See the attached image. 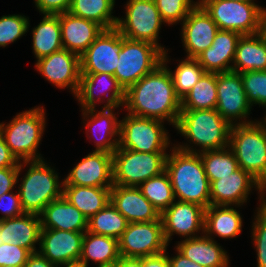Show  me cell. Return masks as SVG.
Listing matches in <instances>:
<instances>
[{
  "label": "cell",
  "instance_id": "1",
  "mask_svg": "<svg viewBox=\"0 0 266 267\" xmlns=\"http://www.w3.org/2000/svg\"><path fill=\"white\" fill-rule=\"evenodd\" d=\"M162 64L125 91V102L131 115L168 119L176 127L181 112V100L176 96L170 70Z\"/></svg>",
  "mask_w": 266,
  "mask_h": 267
},
{
  "label": "cell",
  "instance_id": "2",
  "mask_svg": "<svg viewBox=\"0 0 266 267\" xmlns=\"http://www.w3.org/2000/svg\"><path fill=\"white\" fill-rule=\"evenodd\" d=\"M165 171L173 188L174 196L181 202L198 204L205 209L211 205L210 183L201 157L187 147H174L167 155Z\"/></svg>",
  "mask_w": 266,
  "mask_h": 267
},
{
  "label": "cell",
  "instance_id": "3",
  "mask_svg": "<svg viewBox=\"0 0 266 267\" xmlns=\"http://www.w3.org/2000/svg\"><path fill=\"white\" fill-rule=\"evenodd\" d=\"M229 144L239 168L263 187L266 184V126L244 121L236 127L232 124Z\"/></svg>",
  "mask_w": 266,
  "mask_h": 267
},
{
  "label": "cell",
  "instance_id": "4",
  "mask_svg": "<svg viewBox=\"0 0 266 267\" xmlns=\"http://www.w3.org/2000/svg\"><path fill=\"white\" fill-rule=\"evenodd\" d=\"M232 124L216 109L181 110L176 128L191 141L201 145L203 151L229 146Z\"/></svg>",
  "mask_w": 266,
  "mask_h": 267
},
{
  "label": "cell",
  "instance_id": "5",
  "mask_svg": "<svg viewBox=\"0 0 266 267\" xmlns=\"http://www.w3.org/2000/svg\"><path fill=\"white\" fill-rule=\"evenodd\" d=\"M163 53L158 46L150 42L131 40L122 36V46L114 76L126 91L162 64Z\"/></svg>",
  "mask_w": 266,
  "mask_h": 267
},
{
  "label": "cell",
  "instance_id": "6",
  "mask_svg": "<svg viewBox=\"0 0 266 267\" xmlns=\"http://www.w3.org/2000/svg\"><path fill=\"white\" fill-rule=\"evenodd\" d=\"M166 153H146L117 147L112 154L113 184L138 187L165 171Z\"/></svg>",
  "mask_w": 266,
  "mask_h": 267
},
{
  "label": "cell",
  "instance_id": "7",
  "mask_svg": "<svg viewBox=\"0 0 266 267\" xmlns=\"http://www.w3.org/2000/svg\"><path fill=\"white\" fill-rule=\"evenodd\" d=\"M16 116L5 128L4 124H0V133L6 145L18 160L22 158L26 164L41 160L35 151L44 130V110L35 108Z\"/></svg>",
  "mask_w": 266,
  "mask_h": 267
},
{
  "label": "cell",
  "instance_id": "8",
  "mask_svg": "<svg viewBox=\"0 0 266 267\" xmlns=\"http://www.w3.org/2000/svg\"><path fill=\"white\" fill-rule=\"evenodd\" d=\"M57 178V174L42 159L31 162L18 191L25 213L39 215L50 202L63 196V190L58 189L60 187Z\"/></svg>",
  "mask_w": 266,
  "mask_h": 267
},
{
  "label": "cell",
  "instance_id": "9",
  "mask_svg": "<svg viewBox=\"0 0 266 267\" xmlns=\"http://www.w3.org/2000/svg\"><path fill=\"white\" fill-rule=\"evenodd\" d=\"M120 123L119 148L146 153H164L168 137L161 120L128 114Z\"/></svg>",
  "mask_w": 266,
  "mask_h": 267
},
{
  "label": "cell",
  "instance_id": "10",
  "mask_svg": "<svg viewBox=\"0 0 266 267\" xmlns=\"http://www.w3.org/2000/svg\"><path fill=\"white\" fill-rule=\"evenodd\" d=\"M199 4L218 29L236 31L241 35L257 34L261 7L252 1L202 0Z\"/></svg>",
  "mask_w": 266,
  "mask_h": 267
},
{
  "label": "cell",
  "instance_id": "11",
  "mask_svg": "<svg viewBox=\"0 0 266 267\" xmlns=\"http://www.w3.org/2000/svg\"><path fill=\"white\" fill-rule=\"evenodd\" d=\"M125 21L118 18L116 29L125 38L147 41L158 46V30L163 21L154 0H130Z\"/></svg>",
  "mask_w": 266,
  "mask_h": 267
},
{
  "label": "cell",
  "instance_id": "12",
  "mask_svg": "<svg viewBox=\"0 0 266 267\" xmlns=\"http://www.w3.org/2000/svg\"><path fill=\"white\" fill-rule=\"evenodd\" d=\"M119 253L123 257H147L166 251L161 217L150 222L129 223L118 239Z\"/></svg>",
  "mask_w": 266,
  "mask_h": 267
},
{
  "label": "cell",
  "instance_id": "13",
  "mask_svg": "<svg viewBox=\"0 0 266 267\" xmlns=\"http://www.w3.org/2000/svg\"><path fill=\"white\" fill-rule=\"evenodd\" d=\"M121 46V33L116 28L104 29L80 56V72L114 75Z\"/></svg>",
  "mask_w": 266,
  "mask_h": 267
},
{
  "label": "cell",
  "instance_id": "14",
  "mask_svg": "<svg viewBox=\"0 0 266 267\" xmlns=\"http://www.w3.org/2000/svg\"><path fill=\"white\" fill-rule=\"evenodd\" d=\"M84 234V232L41 229L39 252L57 266L79 262Z\"/></svg>",
  "mask_w": 266,
  "mask_h": 267
},
{
  "label": "cell",
  "instance_id": "15",
  "mask_svg": "<svg viewBox=\"0 0 266 267\" xmlns=\"http://www.w3.org/2000/svg\"><path fill=\"white\" fill-rule=\"evenodd\" d=\"M250 103L244 91L242 77L237 72L217 73L218 113L230 124L235 118H244L249 114Z\"/></svg>",
  "mask_w": 266,
  "mask_h": 267
},
{
  "label": "cell",
  "instance_id": "16",
  "mask_svg": "<svg viewBox=\"0 0 266 267\" xmlns=\"http://www.w3.org/2000/svg\"><path fill=\"white\" fill-rule=\"evenodd\" d=\"M36 68L58 87H70L76 94L80 82V56L61 49L37 60Z\"/></svg>",
  "mask_w": 266,
  "mask_h": 267
},
{
  "label": "cell",
  "instance_id": "17",
  "mask_svg": "<svg viewBox=\"0 0 266 267\" xmlns=\"http://www.w3.org/2000/svg\"><path fill=\"white\" fill-rule=\"evenodd\" d=\"M63 185L112 187V154L97 151L89 154L72 169Z\"/></svg>",
  "mask_w": 266,
  "mask_h": 267
},
{
  "label": "cell",
  "instance_id": "18",
  "mask_svg": "<svg viewBox=\"0 0 266 267\" xmlns=\"http://www.w3.org/2000/svg\"><path fill=\"white\" fill-rule=\"evenodd\" d=\"M218 30L217 24L200 4L192 9L183 21L182 36L187 58H196L211 47Z\"/></svg>",
  "mask_w": 266,
  "mask_h": 267
},
{
  "label": "cell",
  "instance_id": "19",
  "mask_svg": "<svg viewBox=\"0 0 266 267\" xmlns=\"http://www.w3.org/2000/svg\"><path fill=\"white\" fill-rule=\"evenodd\" d=\"M110 202L129 223L150 222L160 218L159 211L138 187L113 185Z\"/></svg>",
  "mask_w": 266,
  "mask_h": 267
},
{
  "label": "cell",
  "instance_id": "20",
  "mask_svg": "<svg viewBox=\"0 0 266 267\" xmlns=\"http://www.w3.org/2000/svg\"><path fill=\"white\" fill-rule=\"evenodd\" d=\"M165 241L168 243L173 232L188 236L203 227L205 208L189 202L172 203L160 214Z\"/></svg>",
  "mask_w": 266,
  "mask_h": 267
},
{
  "label": "cell",
  "instance_id": "21",
  "mask_svg": "<svg viewBox=\"0 0 266 267\" xmlns=\"http://www.w3.org/2000/svg\"><path fill=\"white\" fill-rule=\"evenodd\" d=\"M57 15L60 21L63 48L79 56L87 50L104 30L96 22L74 16L69 12Z\"/></svg>",
  "mask_w": 266,
  "mask_h": 267
},
{
  "label": "cell",
  "instance_id": "22",
  "mask_svg": "<svg viewBox=\"0 0 266 267\" xmlns=\"http://www.w3.org/2000/svg\"><path fill=\"white\" fill-rule=\"evenodd\" d=\"M256 187L263 193V187L248 172L238 168L233 173L220 177L210 183L211 205H229L245 202L251 186Z\"/></svg>",
  "mask_w": 266,
  "mask_h": 267
},
{
  "label": "cell",
  "instance_id": "23",
  "mask_svg": "<svg viewBox=\"0 0 266 267\" xmlns=\"http://www.w3.org/2000/svg\"><path fill=\"white\" fill-rule=\"evenodd\" d=\"M242 35L236 31L219 29L211 47L203 51L195 59L209 73L232 71L228 63L234 60L236 46Z\"/></svg>",
  "mask_w": 266,
  "mask_h": 267
},
{
  "label": "cell",
  "instance_id": "24",
  "mask_svg": "<svg viewBox=\"0 0 266 267\" xmlns=\"http://www.w3.org/2000/svg\"><path fill=\"white\" fill-rule=\"evenodd\" d=\"M40 220L37 214L32 213L1 219L0 229L3 243L14 244L27 249L30 253H35L34 244L40 241L42 229Z\"/></svg>",
  "mask_w": 266,
  "mask_h": 267
},
{
  "label": "cell",
  "instance_id": "25",
  "mask_svg": "<svg viewBox=\"0 0 266 267\" xmlns=\"http://www.w3.org/2000/svg\"><path fill=\"white\" fill-rule=\"evenodd\" d=\"M42 229L86 232L88 219L64 196L50 202L39 214ZM43 219V220H42Z\"/></svg>",
  "mask_w": 266,
  "mask_h": 267
},
{
  "label": "cell",
  "instance_id": "26",
  "mask_svg": "<svg viewBox=\"0 0 266 267\" xmlns=\"http://www.w3.org/2000/svg\"><path fill=\"white\" fill-rule=\"evenodd\" d=\"M210 236L190 237L178 244L177 251L203 267H226L228 258Z\"/></svg>",
  "mask_w": 266,
  "mask_h": 267
},
{
  "label": "cell",
  "instance_id": "27",
  "mask_svg": "<svg viewBox=\"0 0 266 267\" xmlns=\"http://www.w3.org/2000/svg\"><path fill=\"white\" fill-rule=\"evenodd\" d=\"M102 80L104 84L110 85L109 88L107 86L109 90L113 89L104 108L119 107L125 102V90L114 75L108 73H81L79 87L75 95L85 110L95 108L94 86L96 82H103Z\"/></svg>",
  "mask_w": 266,
  "mask_h": 267
},
{
  "label": "cell",
  "instance_id": "28",
  "mask_svg": "<svg viewBox=\"0 0 266 267\" xmlns=\"http://www.w3.org/2000/svg\"><path fill=\"white\" fill-rule=\"evenodd\" d=\"M63 196L90 219L110 202L111 187L63 185Z\"/></svg>",
  "mask_w": 266,
  "mask_h": 267
},
{
  "label": "cell",
  "instance_id": "29",
  "mask_svg": "<svg viewBox=\"0 0 266 267\" xmlns=\"http://www.w3.org/2000/svg\"><path fill=\"white\" fill-rule=\"evenodd\" d=\"M90 235V236H89ZM118 239L85 232L79 262L87 267L88 259L99 263L98 267H111L119 260Z\"/></svg>",
  "mask_w": 266,
  "mask_h": 267
},
{
  "label": "cell",
  "instance_id": "30",
  "mask_svg": "<svg viewBox=\"0 0 266 267\" xmlns=\"http://www.w3.org/2000/svg\"><path fill=\"white\" fill-rule=\"evenodd\" d=\"M233 61L236 65L232 66L233 72L266 70V43L257 34L242 35L238 40Z\"/></svg>",
  "mask_w": 266,
  "mask_h": 267
},
{
  "label": "cell",
  "instance_id": "31",
  "mask_svg": "<svg viewBox=\"0 0 266 267\" xmlns=\"http://www.w3.org/2000/svg\"><path fill=\"white\" fill-rule=\"evenodd\" d=\"M220 207H223L219 210ZM242 218L227 205H210L205 209L204 232L216 233L222 238H232L241 232Z\"/></svg>",
  "mask_w": 266,
  "mask_h": 267
},
{
  "label": "cell",
  "instance_id": "32",
  "mask_svg": "<svg viewBox=\"0 0 266 267\" xmlns=\"http://www.w3.org/2000/svg\"><path fill=\"white\" fill-rule=\"evenodd\" d=\"M33 49L37 59L63 49L58 15L45 14L42 22L33 29Z\"/></svg>",
  "mask_w": 266,
  "mask_h": 267
},
{
  "label": "cell",
  "instance_id": "33",
  "mask_svg": "<svg viewBox=\"0 0 266 267\" xmlns=\"http://www.w3.org/2000/svg\"><path fill=\"white\" fill-rule=\"evenodd\" d=\"M217 73L206 72L181 100V110L216 109Z\"/></svg>",
  "mask_w": 266,
  "mask_h": 267
},
{
  "label": "cell",
  "instance_id": "34",
  "mask_svg": "<svg viewBox=\"0 0 266 267\" xmlns=\"http://www.w3.org/2000/svg\"><path fill=\"white\" fill-rule=\"evenodd\" d=\"M115 0H72L68 10L74 16L91 20L104 29L116 27L118 18L111 16Z\"/></svg>",
  "mask_w": 266,
  "mask_h": 267
},
{
  "label": "cell",
  "instance_id": "35",
  "mask_svg": "<svg viewBox=\"0 0 266 267\" xmlns=\"http://www.w3.org/2000/svg\"><path fill=\"white\" fill-rule=\"evenodd\" d=\"M128 224L127 219L109 202L102 210L88 219L87 231L119 239Z\"/></svg>",
  "mask_w": 266,
  "mask_h": 267
},
{
  "label": "cell",
  "instance_id": "36",
  "mask_svg": "<svg viewBox=\"0 0 266 267\" xmlns=\"http://www.w3.org/2000/svg\"><path fill=\"white\" fill-rule=\"evenodd\" d=\"M138 188L160 214L169 208L175 199L170 178L166 171L144 181Z\"/></svg>",
  "mask_w": 266,
  "mask_h": 267
},
{
  "label": "cell",
  "instance_id": "37",
  "mask_svg": "<svg viewBox=\"0 0 266 267\" xmlns=\"http://www.w3.org/2000/svg\"><path fill=\"white\" fill-rule=\"evenodd\" d=\"M200 157L209 183L225 177L239 168L233 151L228 152L225 148L204 151L202 154L200 152Z\"/></svg>",
  "mask_w": 266,
  "mask_h": 267
},
{
  "label": "cell",
  "instance_id": "38",
  "mask_svg": "<svg viewBox=\"0 0 266 267\" xmlns=\"http://www.w3.org/2000/svg\"><path fill=\"white\" fill-rule=\"evenodd\" d=\"M94 109L95 108L86 109V112L83 113L84 116L87 115L86 113H90L92 114L90 116H93L92 119L89 121L87 127L93 126L96 128L98 126V129H104V133H106L105 136L107 135L110 138L113 137V135H116L117 133L119 134L120 123L116 121L117 118L111 111L113 107L104 108L98 114L93 115L95 112ZM105 136H103L104 138L102 137V139L96 143L97 148L95 151L113 154L117 149L119 142H111L110 138L106 139Z\"/></svg>",
  "mask_w": 266,
  "mask_h": 267
},
{
  "label": "cell",
  "instance_id": "39",
  "mask_svg": "<svg viewBox=\"0 0 266 267\" xmlns=\"http://www.w3.org/2000/svg\"><path fill=\"white\" fill-rule=\"evenodd\" d=\"M205 73L195 58L182 61L174 74L170 72L176 96L182 100Z\"/></svg>",
  "mask_w": 266,
  "mask_h": 267
},
{
  "label": "cell",
  "instance_id": "40",
  "mask_svg": "<svg viewBox=\"0 0 266 267\" xmlns=\"http://www.w3.org/2000/svg\"><path fill=\"white\" fill-rule=\"evenodd\" d=\"M248 102L266 106V70L240 73Z\"/></svg>",
  "mask_w": 266,
  "mask_h": 267
},
{
  "label": "cell",
  "instance_id": "41",
  "mask_svg": "<svg viewBox=\"0 0 266 267\" xmlns=\"http://www.w3.org/2000/svg\"><path fill=\"white\" fill-rule=\"evenodd\" d=\"M155 5L164 22L168 24L176 23L187 17L189 12L197 4L192 5L191 0H154Z\"/></svg>",
  "mask_w": 266,
  "mask_h": 267
},
{
  "label": "cell",
  "instance_id": "42",
  "mask_svg": "<svg viewBox=\"0 0 266 267\" xmlns=\"http://www.w3.org/2000/svg\"><path fill=\"white\" fill-rule=\"evenodd\" d=\"M27 18L21 15L3 16L0 19V46L14 42L27 32Z\"/></svg>",
  "mask_w": 266,
  "mask_h": 267
},
{
  "label": "cell",
  "instance_id": "43",
  "mask_svg": "<svg viewBox=\"0 0 266 267\" xmlns=\"http://www.w3.org/2000/svg\"><path fill=\"white\" fill-rule=\"evenodd\" d=\"M258 212L253 237L258 252V267H266V209L262 207V204Z\"/></svg>",
  "mask_w": 266,
  "mask_h": 267
},
{
  "label": "cell",
  "instance_id": "44",
  "mask_svg": "<svg viewBox=\"0 0 266 267\" xmlns=\"http://www.w3.org/2000/svg\"><path fill=\"white\" fill-rule=\"evenodd\" d=\"M30 254L31 253L23 247L2 243L0 245V267L24 266Z\"/></svg>",
  "mask_w": 266,
  "mask_h": 267
},
{
  "label": "cell",
  "instance_id": "45",
  "mask_svg": "<svg viewBox=\"0 0 266 267\" xmlns=\"http://www.w3.org/2000/svg\"><path fill=\"white\" fill-rule=\"evenodd\" d=\"M3 202L7 204L6 207L3 206L4 204ZM0 207L2 209V212L5 214L4 217L0 218V220L18 217V216L24 215L25 213L20 203L19 192L18 194H13V193L8 192V193H4L3 195H1L0 196ZM3 207L5 209H3Z\"/></svg>",
  "mask_w": 266,
  "mask_h": 267
},
{
  "label": "cell",
  "instance_id": "46",
  "mask_svg": "<svg viewBox=\"0 0 266 267\" xmlns=\"http://www.w3.org/2000/svg\"><path fill=\"white\" fill-rule=\"evenodd\" d=\"M72 0H35L37 8L43 14L57 15L68 12Z\"/></svg>",
  "mask_w": 266,
  "mask_h": 267
},
{
  "label": "cell",
  "instance_id": "47",
  "mask_svg": "<svg viewBox=\"0 0 266 267\" xmlns=\"http://www.w3.org/2000/svg\"><path fill=\"white\" fill-rule=\"evenodd\" d=\"M22 165L19 167H8L0 169V196L4 193L11 192V189L17 183V178Z\"/></svg>",
  "mask_w": 266,
  "mask_h": 267
},
{
  "label": "cell",
  "instance_id": "48",
  "mask_svg": "<svg viewBox=\"0 0 266 267\" xmlns=\"http://www.w3.org/2000/svg\"><path fill=\"white\" fill-rule=\"evenodd\" d=\"M8 167H19V161L6 145L4 138L0 133V169Z\"/></svg>",
  "mask_w": 266,
  "mask_h": 267
},
{
  "label": "cell",
  "instance_id": "49",
  "mask_svg": "<svg viewBox=\"0 0 266 267\" xmlns=\"http://www.w3.org/2000/svg\"><path fill=\"white\" fill-rule=\"evenodd\" d=\"M163 253L142 257V267H170L168 256Z\"/></svg>",
  "mask_w": 266,
  "mask_h": 267
},
{
  "label": "cell",
  "instance_id": "50",
  "mask_svg": "<svg viewBox=\"0 0 266 267\" xmlns=\"http://www.w3.org/2000/svg\"><path fill=\"white\" fill-rule=\"evenodd\" d=\"M56 265L50 263L39 252L31 253L24 265V267H55Z\"/></svg>",
  "mask_w": 266,
  "mask_h": 267
},
{
  "label": "cell",
  "instance_id": "51",
  "mask_svg": "<svg viewBox=\"0 0 266 267\" xmlns=\"http://www.w3.org/2000/svg\"><path fill=\"white\" fill-rule=\"evenodd\" d=\"M168 261L170 267H203L188 258H186L182 253L178 251V255L174 258H169Z\"/></svg>",
  "mask_w": 266,
  "mask_h": 267
},
{
  "label": "cell",
  "instance_id": "52",
  "mask_svg": "<svg viewBox=\"0 0 266 267\" xmlns=\"http://www.w3.org/2000/svg\"><path fill=\"white\" fill-rule=\"evenodd\" d=\"M115 267H142V257H123L120 256L119 260L115 263Z\"/></svg>",
  "mask_w": 266,
  "mask_h": 267
},
{
  "label": "cell",
  "instance_id": "53",
  "mask_svg": "<svg viewBox=\"0 0 266 267\" xmlns=\"http://www.w3.org/2000/svg\"><path fill=\"white\" fill-rule=\"evenodd\" d=\"M257 35L264 43H266V9L264 10L261 8L259 14Z\"/></svg>",
  "mask_w": 266,
  "mask_h": 267
},
{
  "label": "cell",
  "instance_id": "54",
  "mask_svg": "<svg viewBox=\"0 0 266 267\" xmlns=\"http://www.w3.org/2000/svg\"><path fill=\"white\" fill-rule=\"evenodd\" d=\"M67 267H85L82 263L80 262H73V263H67Z\"/></svg>",
  "mask_w": 266,
  "mask_h": 267
},
{
  "label": "cell",
  "instance_id": "55",
  "mask_svg": "<svg viewBox=\"0 0 266 267\" xmlns=\"http://www.w3.org/2000/svg\"><path fill=\"white\" fill-rule=\"evenodd\" d=\"M266 184L263 186V190H265ZM262 207L266 209V200L263 201Z\"/></svg>",
  "mask_w": 266,
  "mask_h": 267
},
{
  "label": "cell",
  "instance_id": "56",
  "mask_svg": "<svg viewBox=\"0 0 266 267\" xmlns=\"http://www.w3.org/2000/svg\"><path fill=\"white\" fill-rule=\"evenodd\" d=\"M229 1H239V2H246V1H251V0H229Z\"/></svg>",
  "mask_w": 266,
  "mask_h": 267
},
{
  "label": "cell",
  "instance_id": "57",
  "mask_svg": "<svg viewBox=\"0 0 266 267\" xmlns=\"http://www.w3.org/2000/svg\"><path fill=\"white\" fill-rule=\"evenodd\" d=\"M3 238H2V235H1V229H0V245L3 243Z\"/></svg>",
  "mask_w": 266,
  "mask_h": 267
}]
</instances>
